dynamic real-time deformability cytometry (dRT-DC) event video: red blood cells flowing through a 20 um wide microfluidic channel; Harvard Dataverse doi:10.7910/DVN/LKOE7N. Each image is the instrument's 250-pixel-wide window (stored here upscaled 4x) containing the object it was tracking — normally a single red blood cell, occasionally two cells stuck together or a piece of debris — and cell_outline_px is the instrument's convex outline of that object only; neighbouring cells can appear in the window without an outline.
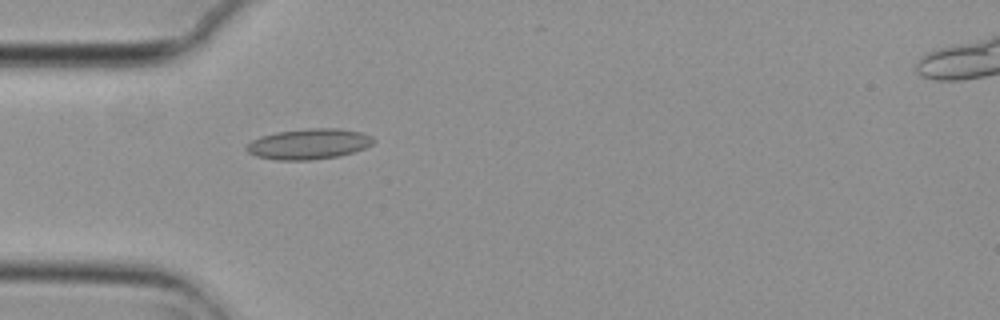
{"species": "common noctule bat (a hibernating species)", "species_latin": "Nyctalus noctula", "temperature_condition": "cold", "stored_images_in_passage": 4, "camera_frame_rate_fps": 3000, "um_per_image_px": 0.085, "animal": {"sex": "female", "body_mass_g": 29.2, "forearm_length_mm": 56.3}, "frame": {"image": 1, "passage_image": 4, "time_ms": 1.0, "image_size_px": [1000, 320], "cell_outline_px": [[376, 140], [372, 144], [364, 148], [340, 156], [312, 160], [276, 160], [256, 156], [248, 152], [244, 148], [252, 140], [260, 136], [276, 132], [308, 128], [340, 128], [360, 132], [372, 136]], "centroid_in_image_um": [26.24, 12.23], "position_along_channel_um": 58.8, "area_um2": 22.72}}